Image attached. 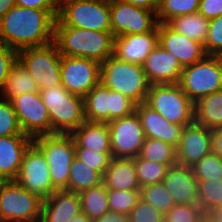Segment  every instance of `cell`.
Instances as JSON below:
<instances>
[{
	"label": "cell",
	"instance_id": "6da1fadb",
	"mask_svg": "<svg viewBox=\"0 0 222 222\" xmlns=\"http://www.w3.org/2000/svg\"><path fill=\"white\" fill-rule=\"evenodd\" d=\"M58 13L15 5L0 19V42L16 51L50 44Z\"/></svg>",
	"mask_w": 222,
	"mask_h": 222
},
{
	"label": "cell",
	"instance_id": "7a4b0ae2",
	"mask_svg": "<svg viewBox=\"0 0 222 222\" xmlns=\"http://www.w3.org/2000/svg\"><path fill=\"white\" fill-rule=\"evenodd\" d=\"M54 43L61 55L84 57L101 64L113 55L114 36L112 32L64 26L56 19Z\"/></svg>",
	"mask_w": 222,
	"mask_h": 222
},
{
	"label": "cell",
	"instance_id": "3957f363",
	"mask_svg": "<svg viewBox=\"0 0 222 222\" xmlns=\"http://www.w3.org/2000/svg\"><path fill=\"white\" fill-rule=\"evenodd\" d=\"M100 82L128 97L136 105L146 101L150 86L142 65L120 60L114 55L101 63Z\"/></svg>",
	"mask_w": 222,
	"mask_h": 222
},
{
	"label": "cell",
	"instance_id": "277c9868",
	"mask_svg": "<svg viewBox=\"0 0 222 222\" xmlns=\"http://www.w3.org/2000/svg\"><path fill=\"white\" fill-rule=\"evenodd\" d=\"M40 95L50 117V134H71L86 120L83 97L62 84L41 90Z\"/></svg>",
	"mask_w": 222,
	"mask_h": 222
},
{
	"label": "cell",
	"instance_id": "5b68a950",
	"mask_svg": "<svg viewBox=\"0 0 222 222\" xmlns=\"http://www.w3.org/2000/svg\"><path fill=\"white\" fill-rule=\"evenodd\" d=\"M145 103L170 123L187 126L194 122V102L178 83L151 84Z\"/></svg>",
	"mask_w": 222,
	"mask_h": 222
},
{
	"label": "cell",
	"instance_id": "8992f818",
	"mask_svg": "<svg viewBox=\"0 0 222 222\" xmlns=\"http://www.w3.org/2000/svg\"><path fill=\"white\" fill-rule=\"evenodd\" d=\"M33 143L42 151L49 165L53 187L67 190L70 166L75 156V142L71 134L53 133L38 135Z\"/></svg>",
	"mask_w": 222,
	"mask_h": 222
},
{
	"label": "cell",
	"instance_id": "52a82bcc",
	"mask_svg": "<svg viewBox=\"0 0 222 222\" xmlns=\"http://www.w3.org/2000/svg\"><path fill=\"white\" fill-rule=\"evenodd\" d=\"M57 19L64 26L111 32L110 0H60Z\"/></svg>",
	"mask_w": 222,
	"mask_h": 222
},
{
	"label": "cell",
	"instance_id": "ba28073f",
	"mask_svg": "<svg viewBox=\"0 0 222 222\" xmlns=\"http://www.w3.org/2000/svg\"><path fill=\"white\" fill-rule=\"evenodd\" d=\"M178 84L193 102L221 90L222 57L205 55L201 60L184 67Z\"/></svg>",
	"mask_w": 222,
	"mask_h": 222
},
{
	"label": "cell",
	"instance_id": "9c48e42d",
	"mask_svg": "<svg viewBox=\"0 0 222 222\" xmlns=\"http://www.w3.org/2000/svg\"><path fill=\"white\" fill-rule=\"evenodd\" d=\"M17 59L36 81L39 91L61 85V54L54 42L17 51Z\"/></svg>",
	"mask_w": 222,
	"mask_h": 222
},
{
	"label": "cell",
	"instance_id": "30bf717a",
	"mask_svg": "<svg viewBox=\"0 0 222 222\" xmlns=\"http://www.w3.org/2000/svg\"><path fill=\"white\" fill-rule=\"evenodd\" d=\"M84 115L87 121L105 122L122 118L135 111L136 104L119 92L99 82L84 97Z\"/></svg>",
	"mask_w": 222,
	"mask_h": 222
},
{
	"label": "cell",
	"instance_id": "8fae6325",
	"mask_svg": "<svg viewBox=\"0 0 222 222\" xmlns=\"http://www.w3.org/2000/svg\"><path fill=\"white\" fill-rule=\"evenodd\" d=\"M42 199L17 181H5L0 188V216L3 222H40Z\"/></svg>",
	"mask_w": 222,
	"mask_h": 222
},
{
	"label": "cell",
	"instance_id": "7c38bea8",
	"mask_svg": "<svg viewBox=\"0 0 222 222\" xmlns=\"http://www.w3.org/2000/svg\"><path fill=\"white\" fill-rule=\"evenodd\" d=\"M15 181L42 200L56 191L45 156L34 143L25 151Z\"/></svg>",
	"mask_w": 222,
	"mask_h": 222
},
{
	"label": "cell",
	"instance_id": "4fadbf2b",
	"mask_svg": "<svg viewBox=\"0 0 222 222\" xmlns=\"http://www.w3.org/2000/svg\"><path fill=\"white\" fill-rule=\"evenodd\" d=\"M112 158L132 159L139 155L145 135L136 111L108 122Z\"/></svg>",
	"mask_w": 222,
	"mask_h": 222
},
{
	"label": "cell",
	"instance_id": "5bb4252c",
	"mask_svg": "<svg viewBox=\"0 0 222 222\" xmlns=\"http://www.w3.org/2000/svg\"><path fill=\"white\" fill-rule=\"evenodd\" d=\"M110 20L114 37L150 32L158 25L154 11L121 0H110Z\"/></svg>",
	"mask_w": 222,
	"mask_h": 222
},
{
	"label": "cell",
	"instance_id": "9a60e30c",
	"mask_svg": "<svg viewBox=\"0 0 222 222\" xmlns=\"http://www.w3.org/2000/svg\"><path fill=\"white\" fill-rule=\"evenodd\" d=\"M100 63L61 55V82L68 92L84 97L100 82Z\"/></svg>",
	"mask_w": 222,
	"mask_h": 222
},
{
	"label": "cell",
	"instance_id": "2e32d148",
	"mask_svg": "<svg viewBox=\"0 0 222 222\" xmlns=\"http://www.w3.org/2000/svg\"><path fill=\"white\" fill-rule=\"evenodd\" d=\"M23 133L34 138L50 134V117L40 92L25 93L10 99Z\"/></svg>",
	"mask_w": 222,
	"mask_h": 222
},
{
	"label": "cell",
	"instance_id": "e0dca14e",
	"mask_svg": "<svg viewBox=\"0 0 222 222\" xmlns=\"http://www.w3.org/2000/svg\"><path fill=\"white\" fill-rule=\"evenodd\" d=\"M212 151L211 130L193 122L184 126L176 148L177 164L192 167Z\"/></svg>",
	"mask_w": 222,
	"mask_h": 222
},
{
	"label": "cell",
	"instance_id": "ac0fdd59",
	"mask_svg": "<svg viewBox=\"0 0 222 222\" xmlns=\"http://www.w3.org/2000/svg\"><path fill=\"white\" fill-rule=\"evenodd\" d=\"M158 43L177 58L182 68L206 55L201 43L175 32L166 23H158Z\"/></svg>",
	"mask_w": 222,
	"mask_h": 222
},
{
	"label": "cell",
	"instance_id": "d6986e66",
	"mask_svg": "<svg viewBox=\"0 0 222 222\" xmlns=\"http://www.w3.org/2000/svg\"><path fill=\"white\" fill-rule=\"evenodd\" d=\"M158 45V25L150 32L114 37L113 55L123 61L143 65Z\"/></svg>",
	"mask_w": 222,
	"mask_h": 222
},
{
	"label": "cell",
	"instance_id": "ffe728a7",
	"mask_svg": "<svg viewBox=\"0 0 222 222\" xmlns=\"http://www.w3.org/2000/svg\"><path fill=\"white\" fill-rule=\"evenodd\" d=\"M148 83H179L182 67L171 53L158 45L150 52L142 65Z\"/></svg>",
	"mask_w": 222,
	"mask_h": 222
},
{
	"label": "cell",
	"instance_id": "44dd1931",
	"mask_svg": "<svg viewBox=\"0 0 222 222\" xmlns=\"http://www.w3.org/2000/svg\"><path fill=\"white\" fill-rule=\"evenodd\" d=\"M162 182L176 204H199L198 182L191 167L179 164L170 166Z\"/></svg>",
	"mask_w": 222,
	"mask_h": 222
},
{
	"label": "cell",
	"instance_id": "7402d4cb",
	"mask_svg": "<svg viewBox=\"0 0 222 222\" xmlns=\"http://www.w3.org/2000/svg\"><path fill=\"white\" fill-rule=\"evenodd\" d=\"M135 111L140 117L145 138L159 139L177 148L184 126L168 122L145 102L137 104Z\"/></svg>",
	"mask_w": 222,
	"mask_h": 222
},
{
	"label": "cell",
	"instance_id": "603a6c76",
	"mask_svg": "<svg viewBox=\"0 0 222 222\" xmlns=\"http://www.w3.org/2000/svg\"><path fill=\"white\" fill-rule=\"evenodd\" d=\"M82 212L78 193L56 190L42 200L40 222H68Z\"/></svg>",
	"mask_w": 222,
	"mask_h": 222
},
{
	"label": "cell",
	"instance_id": "cb8c5ba5",
	"mask_svg": "<svg viewBox=\"0 0 222 222\" xmlns=\"http://www.w3.org/2000/svg\"><path fill=\"white\" fill-rule=\"evenodd\" d=\"M33 143L29 135L0 137V176L15 180L27 148Z\"/></svg>",
	"mask_w": 222,
	"mask_h": 222
},
{
	"label": "cell",
	"instance_id": "d4e9b609",
	"mask_svg": "<svg viewBox=\"0 0 222 222\" xmlns=\"http://www.w3.org/2000/svg\"><path fill=\"white\" fill-rule=\"evenodd\" d=\"M71 136L75 148H86L99 153H112L108 123L85 120Z\"/></svg>",
	"mask_w": 222,
	"mask_h": 222
},
{
	"label": "cell",
	"instance_id": "484cf974",
	"mask_svg": "<svg viewBox=\"0 0 222 222\" xmlns=\"http://www.w3.org/2000/svg\"><path fill=\"white\" fill-rule=\"evenodd\" d=\"M103 183L112 190H140L133 159L112 158Z\"/></svg>",
	"mask_w": 222,
	"mask_h": 222
},
{
	"label": "cell",
	"instance_id": "4316f807",
	"mask_svg": "<svg viewBox=\"0 0 222 222\" xmlns=\"http://www.w3.org/2000/svg\"><path fill=\"white\" fill-rule=\"evenodd\" d=\"M194 122L210 130L222 126V89L194 102Z\"/></svg>",
	"mask_w": 222,
	"mask_h": 222
},
{
	"label": "cell",
	"instance_id": "83f0119b",
	"mask_svg": "<svg viewBox=\"0 0 222 222\" xmlns=\"http://www.w3.org/2000/svg\"><path fill=\"white\" fill-rule=\"evenodd\" d=\"M33 92H40L36 81L21 62L16 59L9 69L1 98L10 100L13 97Z\"/></svg>",
	"mask_w": 222,
	"mask_h": 222
},
{
	"label": "cell",
	"instance_id": "f1b7e54d",
	"mask_svg": "<svg viewBox=\"0 0 222 222\" xmlns=\"http://www.w3.org/2000/svg\"><path fill=\"white\" fill-rule=\"evenodd\" d=\"M166 24L175 32L185 35L204 46L208 34L209 20L199 12L174 17Z\"/></svg>",
	"mask_w": 222,
	"mask_h": 222
},
{
	"label": "cell",
	"instance_id": "f546056e",
	"mask_svg": "<svg viewBox=\"0 0 222 222\" xmlns=\"http://www.w3.org/2000/svg\"><path fill=\"white\" fill-rule=\"evenodd\" d=\"M103 183V176L85 163L74 158L70 166L68 191L80 193Z\"/></svg>",
	"mask_w": 222,
	"mask_h": 222
},
{
	"label": "cell",
	"instance_id": "4dcf8cb0",
	"mask_svg": "<svg viewBox=\"0 0 222 222\" xmlns=\"http://www.w3.org/2000/svg\"><path fill=\"white\" fill-rule=\"evenodd\" d=\"M82 213L91 220L101 217L109 211L107 188L104 183L79 193Z\"/></svg>",
	"mask_w": 222,
	"mask_h": 222
},
{
	"label": "cell",
	"instance_id": "1f68e13d",
	"mask_svg": "<svg viewBox=\"0 0 222 222\" xmlns=\"http://www.w3.org/2000/svg\"><path fill=\"white\" fill-rule=\"evenodd\" d=\"M139 156L168 167L177 164L176 148L159 139L145 138Z\"/></svg>",
	"mask_w": 222,
	"mask_h": 222
},
{
	"label": "cell",
	"instance_id": "d6a6232c",
	"mask_svg": "<svg viewBox=\"0 0 222 222\" xmlns=\"http://www.w3.org/2000/svg\"><path fill=\"white\" fill-rule=\"evenodd\" d=\"M200 0H158L156 17L158 23H167L170 19L198 12Z\"/></svg>",
	"mask_w": 222,
	"mask_h": 222
},
{
	"label": "cell",
	"instance_id": "836d02e7",
	"mask_svg": "<svg viewBox=\"0 0 222 222\" xmlns=\"http://www.w3.org/2000/svg\"><path fill=\"white\" fill-rule=\"evenodd\" d=\"M140 198L165 215L176 203L163 182L140 187Z\"/></svg>",
	"mask_w": 222,
	"mask_h": 222
},
{
	"label": "cell",
	"instance_id": "e575fe53",
	"mask_svg": "<svg viewBox=\"0 0 222 222\" xmlns=\"http://www.w3.org/2000/svg\"><path fill=\"white\" fill-rule=\"evenodd\" d=\"M132 159L140 187L162 182L169 168L165 164L146 160L139 155Z\"/></svg>",
	"mask_w": 222,
	"mask_h": 222
},
{
	"label": "cell",
	"instance_id": "d590c367",
	"mask_svg": "<svg viewBox=\"0 0 222 222\" xmlns=\"http://www.w3.org/2000/svg\"><path fill=\"white\" fill-rule=\"evenodd\" d=\"M198 182L199 205L205 215L222 206V180H201Z\"/></svg>",
	"mask_w": 222,
	"mask_h": 222
},
{
	"label": "cell",
	"instance_id": "8d00e7d4",
	"mask_svg": "<svg viewBox=\"0 0 222 222\" xmlns=\"http://www.w3.org/2000/svg\"><path fill=\"white\" fill-rule=\"evenodd\" d=\"M191 169L197 181L209 179L219 181L222 176V158L211 151L196 162Z\"/></svg>",
	"mask_w": 222,
	"mask_h": 222
},
{
	"label": "cell",
	"instance_id": "74e56055",
	"mask_svg": "<svg viewBox=\"0 0 222 222\" xmlns=\"http://www.w3.org/2000/svg\"><path fill=\"white\" fill-rule=\"evenodd\" d=\"M109 211L129 215L140 199V190L107 189Z\"/></svg>",
	"mask_w": 222,
	"mask_h": 222
},
{
	"label": "cell",
	"instance_id": "f35d334b",
	"mask_svg": "<svg viewBox=\"0 0 222 222\" xmlns=\"http://www.w3.org/2000/svg\"><path fill=\"white\" fill-rule=\"evenodd\" d=\"M27 135L21 130L10 100H0V137Z\"/></svg>",
	"mask_w": 222,
	"mask_h": 222
},
{
	"label": "cell",
	"instance_id": "ab89813d",
	"mask_svg": "<svg viewBox=\"0 0 222 222\" xmlns=\"http://www.w3.org/2000/svg\"><path fill=\"white\" fill-rule=\"evenodd\" d=\"M205 216L199 204H175L165 215L166 222H201Z\"/></svg>",
	"mask_w": 222,
	"mask_h": 222
},
{
	"label": "cell",
	"instance_id": "60d3db41",
	"mask_svg": "<svg viewBox=\"0 0 222 222\" xmlns=\"http://www.w3.org/2000/svg\"><path fill=\"white\" fill-rule=\"evenodd\" d=\"M75 156L102 176H104L112 159V153H99L86 148H75Z\"/></svg>",
	"mask_w": 222,
	"mask_h": 222
},
{
	"label": "cell",
	"instance_id": "b9f144b4",
	"mask_svg": "<svg viewBox=\"0 0 222 222\" xmlns=\"http://www.w3.org/2000/svg\"><path fill=\"white\" fill-rule=\"evenodd\" d=\"M203 47L206 55L222 56V15L209 20L208 34Z\"/></svg>",
	"mask_w": 222,
	"mask_h": 222
},
{
	"label": "cell",
	"instance_id": "7bdbcfd3",
	"mask_svg": "<svg viewBox=\"0 0 222 222\" xmlns=\"http://www.w3.org/2000/svg\"><path fill=\"white\" fill-rule=\"evenodd\" d=\"M130 222H162L164 215L141 198L129 214Z\"/></svg>",
	"mask_w": 222,
	"mask_h": 222
},
{
	"label": "cell",
	"instance_id": "ee69618b",
	"mask_svg": "<svg viewBox=\"0 0 222 222\" xmlns=\"http://www.w3.org/2000/svg\"><path fill=\"white\" fill-rule=\"evenodd\" d=\"M17 59V51L0 42V89L4 88L11 65Z\"/></svg>",
	"mask_w": 222,
	"mask_h": 222
},
{
	"label": "cell",
	"instance_id": "f6af8a7d",
	"mask_svg": "<svg viewBox=\"0 0 222 222\" xmlns=\"http://www.w3.org/2000/svg\"><path fill=\"white\" fill-rule=\"evenodd\" d=\"M198 12L212 20L222 15V0H200Z\"/></svg>",
	"mask_w": 222,
	"mask_h": 222
},
{
	"label": "cell",
	"instance_id": "bcb514c9",
	"mask_svg": "<svg viewBox=\"0 0 222 222\" xmlns=\"http://www.w3.org/2000/svg\"><path fill=\"white\" fill-rule=\"evenodd\" d=\"M16 5L41 10H59L60 0H16Z\"/></svg>",
	"mask_w": 222,
	"mask_h": 222
},
{
	"label": "cell",
	"instance_id": "7dc6e473",
	"mask_svg": "<svg viewBox=\"0 0 222 222\" xmlns=\"http://www.w3.org/2000/svg\"><path fill=\"white\" fill-rule=\"evenodd\" d=\"M92 222H130L129 215L108 211L101 217L92 220Z\"/></svg>",
	"mask_w": 222,
	"mask_h": 222
},
{
	"label": "cell",
	"instance_id": "c3c4849f",
	"mask_svg": "<svg viewBox=\"0 0 222 222\" xmlns=\"http://www.w3.org/2000/svg\"><path fill=\"white\" fill-rule=\"evenodd\" d=\"M212 152L222 158V126L211 130Z\"/></svg>",
	"mask_w": 222,
	"mask_h": 222
},
{
	"label": "cell",
	"instance_id": "681fc988",
	"mask_svg": "<svg viewBox=\"0 0 222 222\" xmlns=\"http://www.w3.org/2000/svg\"><path fill=\"white\" fill-rule=\"evenodd\" d=\"M124 2L131 3L137 7L157 12L158 0H121Z\"/></svg>",
	"mask_w": 222,
	"mask_h": 222
},
{
	"label": "cell",
	"instance_id": "f907efd6",
	"mask_svg": "<svg viewBox=\"0 0 222 222\" xmlns=\"http://www.w3.org/2000/svg\"><path fill=\"white\" fill-rule=\"evenodd\" d=\"M16 5V0H0V19Z\"/></svg>",
	"mask_w": 222,
	"mask_h": 222
},
{
	"label": "cell",
	"instance_id": "816d5d0a",
	"mask_svg": "<svg viewBox=\"0 0 222 222\" xmlns=\"http://www.w3.org/2000/svg\"><path fill=\"white\" fill-rule=\"evenodd\" d=\"M214 222H222V206L214 209L208 214Z\"/></svg>",
	"mask_w": 222,
	"mask_h": 222
},
{
	"label": "cell",
	"instance_id": "f5cc1de1",
	"mask_svg": "<svg viewBox=\"0 0 222 222\" xmlns=\"http://www.w3.org/2000/svg\"><path fill=\"white\" fill-rule=\"evenodd\" d=\"M68 222H92V220L87 215L81 212L77 216L71 218V220Z\"/></svg>",
	"mask_w": 222,
	"mask_h": 222
},
{
	"label": "cell",
	"instance_id": "db71d44e",
	"mask_svg": "<svg viewBox=\"0 0 222 222\" xmlns=\"http://www.w3.org/2000/svg\"><path fill=\"white\" fill-rule=\"evenodd\" d=\"M201 222H214L211 217H209L208 215H205L202 219Z\"/></svg>",
	"mask_w": 222,
	"mask_h": 222
},
{
	"label": "cell",
	"instance_id": "11a10c76",
	"mask_svg": "<svg viewBox=\"0 0 222 222\" xmlns=\"http://www.w3.org/2000/svg\"><path fill=\"white\" fill-rule=\"evenodd\" d=\"M6 180H4L1 176H0V188L2 187L3 183L5 182Z\"/></svg>",
	"mask_w": 222,
	"mask_h": 222
}]
</instances>
